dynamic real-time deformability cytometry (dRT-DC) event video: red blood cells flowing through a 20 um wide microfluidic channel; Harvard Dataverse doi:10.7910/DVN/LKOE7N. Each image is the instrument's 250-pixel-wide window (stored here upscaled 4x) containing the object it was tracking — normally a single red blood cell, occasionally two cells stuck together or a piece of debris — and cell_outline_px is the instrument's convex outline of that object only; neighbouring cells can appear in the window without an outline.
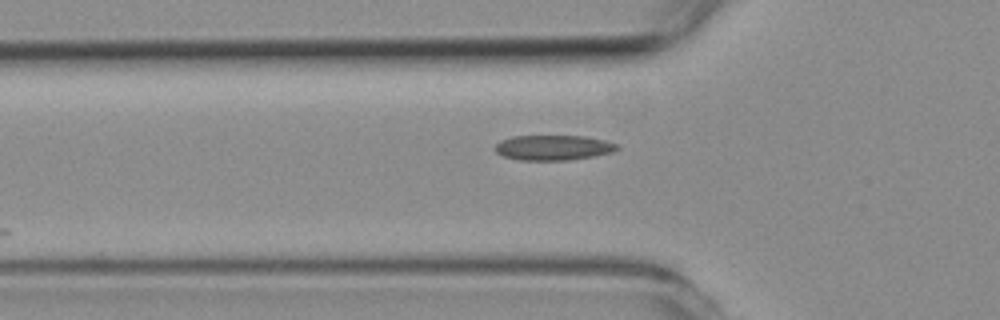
{"species": "common noctule bat (a hibernating species)", "species_latin": "Nyctalus noctula", "temperature_condition": "room temperature", "stored_images_in_passage": 7, "camera_frame_rate_fps": 3000, "um_per_image_px": 0.085, "animal": {"sex": "female", "body_mass_g": 19.3, "forearm_length_mm": 54.1}, "frame": {"image": 1, "passage_image": 7, "time_ms": 8.0, "image_size_px": [1000, 320], "cell_outline_px": [[620, 148], [612, 152], [592, 156], [568, 160], [520, 160], [504, 156], [496, 152], [496, 144], [500, 140], [512, 136], [584, 136], [604, 140], [616, 144]], "centroid_in_image_um": [47.01, 12.54], "position_along_channel_um": 78.8, "area_um2": 17.69}}